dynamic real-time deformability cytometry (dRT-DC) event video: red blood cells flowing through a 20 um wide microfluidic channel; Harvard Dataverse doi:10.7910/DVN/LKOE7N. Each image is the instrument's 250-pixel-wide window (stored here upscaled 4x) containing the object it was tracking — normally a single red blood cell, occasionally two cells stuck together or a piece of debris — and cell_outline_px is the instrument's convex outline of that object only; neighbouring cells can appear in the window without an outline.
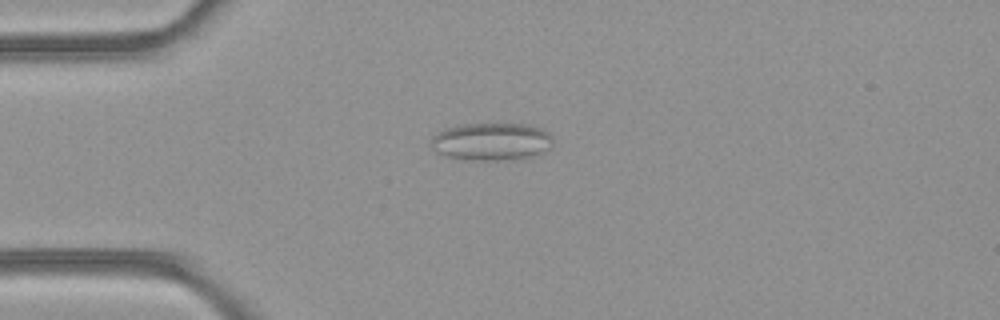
{"species": "common noctule bat (a hibernating species)", "species_latin": "Nyctalus noctula", "temperature_condition": "room temperature", "stored_images_in_passage": 5, "camera_frame_rate_fps": 3000, "um_per_image_px": 0.085, "animal": {"sex": "female", "body_mass_g": 21.9}, "frame": {"image": 1, "passage_image": 4, "time_ms": 1.0, "image_size_px": [1000, 320], "cell_outline_px": [[552, 148], [540, 152], [524, 156], [492, 160], [468, 160], [448, 156], [436, 152], [428, 144], [432, 136], [448, 128], [464, 124], [528, 124], [544, 128], [552, 136]], "centroid_in_image_um": [41.75, 12.01], "position_along_channel_um": 43.2, "area_um2": 26.41}}